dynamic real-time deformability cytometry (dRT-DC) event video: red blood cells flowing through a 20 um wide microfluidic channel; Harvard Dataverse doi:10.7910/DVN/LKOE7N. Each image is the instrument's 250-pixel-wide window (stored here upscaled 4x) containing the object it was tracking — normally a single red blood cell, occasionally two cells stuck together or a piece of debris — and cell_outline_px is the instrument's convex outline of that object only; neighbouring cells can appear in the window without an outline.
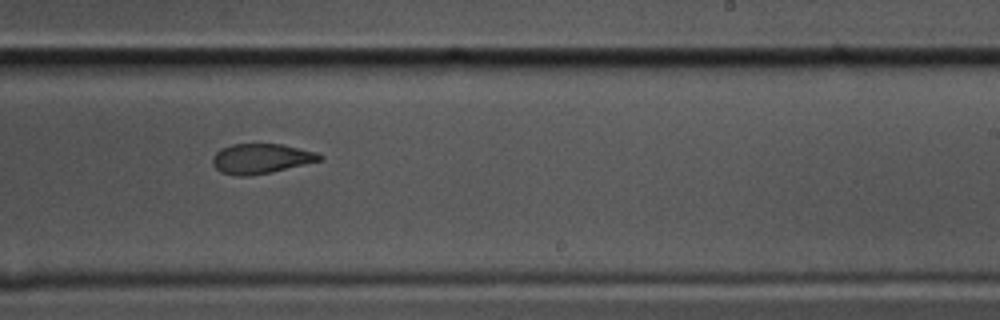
{"species": "common noctule bat (a hibernating species)", "species_latin": "Nyctalus noctula", "temperature_condition": "cold", "stored_images_in_passage": 44, "camera_frame_rate_fps": 3000, "um_per_image_px": 0.085, "animal": {"sex": "male", "body_mass_g": 17.5, "forearm_length_mm": 52.3}, "frame": {"image": 1, "passage_image": 20, "time_ms": 6.333, "image_size_px": [1000, 320], "cell_outline_px": [[324, 160], [272, 172], [248, 176], [240, 176], [220, 172], [212, 164], [212, 156], [220, 148], [232, 144], [280, 144], [316, 152], [324, 156]], "centroid_in_image_um": [22.19, 13.48], "position_along_channel_um": 266.8, "area_um2": 18.79}}
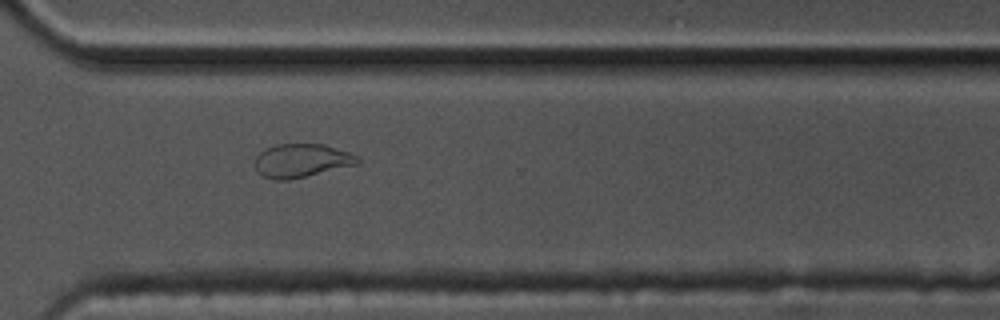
{"frame": {"image": 2, "passage_image": 27, "time_ms": 8.667, "image_size_px": [1000, 320], "cell_outline_px": [[360, 164], [288, 180], [272, 180], [256, 172], [256, 156], [264, 148], [276, 144], [324, 144], [348, 152], [356, 156], [360, 160]], "centroid_in_image_um": [25.62, 13.65], "position_along_channel_um": 345.0, "area_um2": 20.11}}
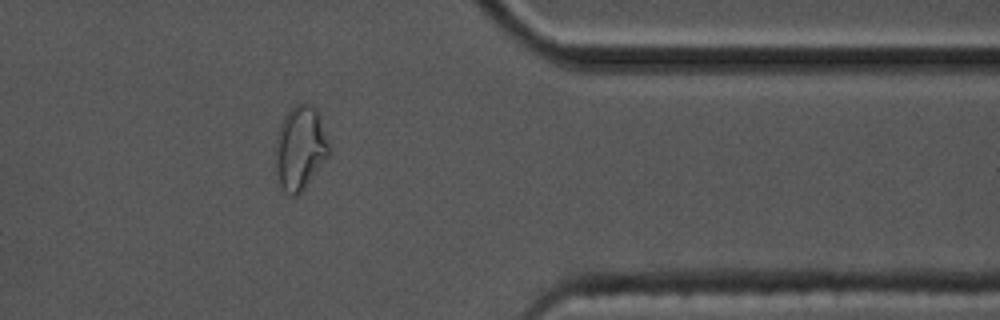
{"frame": {"image": 3, "passage_image": 32, "time_ms": 10.333, "image_size_px": [1000, 320], "cell_outline_px": [[328, 156], [304, 188], [296, 196], [292, 196], [284, 192], [280, 184], [276, 172], [276, 140], [284, 116], [296, 104], [312, 104], [320, 112], [328, 140]], "centroid_in_image_um": [25.53, 12.56], "position_along_channel_um": 385.9, "area_um2": 25.89}, "authors_computed_cell_mechanics": {"area_um2": 20.0855, "velocity_mm_per_s": 3.3512, "shape_relaxation_time_tau1_ms": null, "shape_relaxation_time_tau2_ms": 2.2053, "deformation_change_tau1": null, "deformation_change_tau2": 0.0773}}